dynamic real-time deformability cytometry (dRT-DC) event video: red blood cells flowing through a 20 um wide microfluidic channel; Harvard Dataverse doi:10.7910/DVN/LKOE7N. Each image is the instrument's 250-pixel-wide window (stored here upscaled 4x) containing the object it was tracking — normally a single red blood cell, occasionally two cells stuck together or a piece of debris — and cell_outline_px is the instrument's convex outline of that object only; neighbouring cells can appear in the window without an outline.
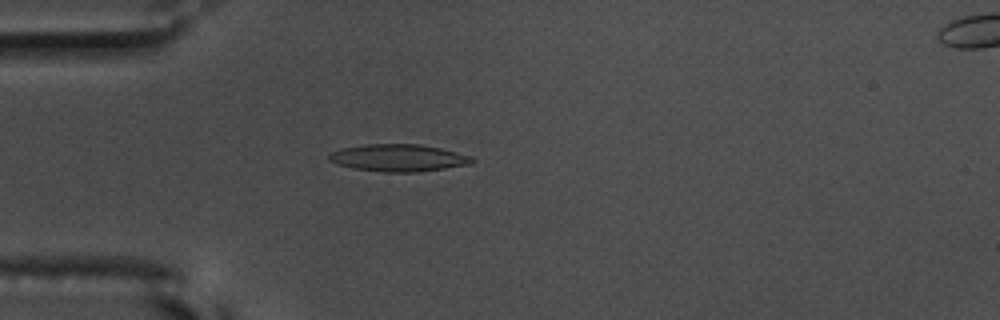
{"species": "common noctule bat (a hibernating species)", "species_latin": "Nyctalus noctula", "temperature_condition": "warm", "stored_images_in_passage": 56, "camera_frame_rate_fps": 3000, "um_per_image_px": 0.085, "animal": {"sex": "male", "body_mass_g": 17.5, "forearm_length_mm": 52.3}, "frame": {"image": 1, "passage_image": 16, "time_ms": 5.0, "image_size_px": [1000, 320], "cell_outline_px": [[476, 160], [472, 164], [416, 172], [384, 172], [352, 168], [336, 164], [328, 160], [328, 156], [332, 152], [340, 148], [364, 144], [420, 144], [440, 148], [472, 156]], "centroid_in_image_um": [33.85, 13.41], "position_along_channel_um": 51.1, "area_um2": 22.77}}
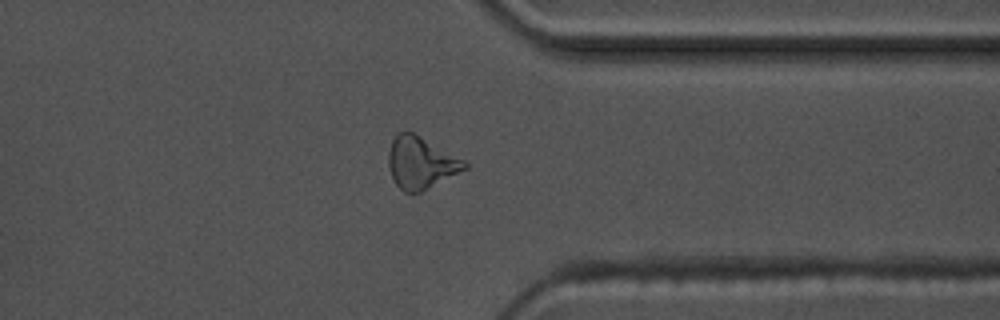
{"frame": {"image": 2, "passage_image": 44, "time_ms": 14.333, "image_size_px": [1000, 320], "cell_outline_px": [[468, 168], [412, 196], [404, 192], [396, 184], [392, 176], [388, 164], [388, 152], [392, 140], [404, 128], [412, 132], [464, 160], [468, 164]], "centroid_in_image_um": [35.74, 13.85], "position_along_channel_um": 375.7, "area_um2": 22.95}}
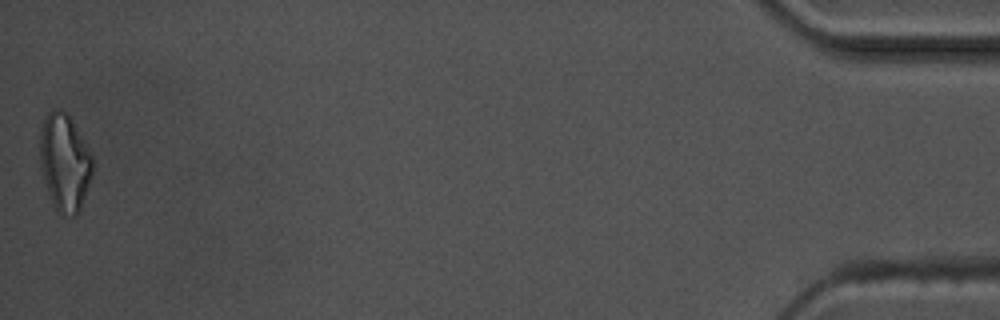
{"frame": {"image": 3, "passage_image": 56, "time_ms": 18.333, "image_size_px": [1000, 320], "cell_outline_px": [[92, 172], [80, 212], [76, 216], [60, 216], [56, 212], [48, 192], [40, 160], [40, 128], [48, 112], [52, 108], [60, 108], [72, 116], [92, 156]], "centroid_in_image_um": [5.5, 13.78], "position_along_channel_um": 429.7, "area_um2": 30.11}, "authors_computed_cell_mechanics": {"area_um2": 21.3282, "velocity_mm_per_s": 3.6389, "shape_relaxation_time_tau1_ms": 10.217, "shape_relaxation_time_tau2_ms": 4.5698, "deformation_change_tau1": 0.2417, "deformation_change_tau2": 0.1488}}